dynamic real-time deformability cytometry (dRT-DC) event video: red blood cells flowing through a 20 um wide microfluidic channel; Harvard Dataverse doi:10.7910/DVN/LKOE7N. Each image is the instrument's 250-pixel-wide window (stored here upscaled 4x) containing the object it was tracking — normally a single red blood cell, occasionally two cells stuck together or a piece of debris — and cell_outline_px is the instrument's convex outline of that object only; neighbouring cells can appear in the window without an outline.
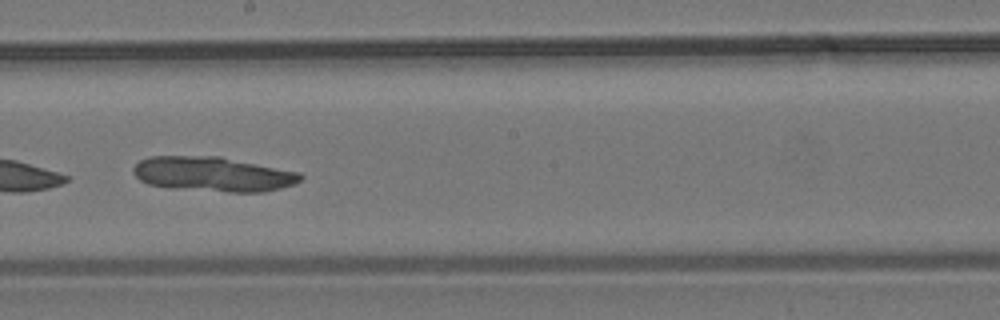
{"species": "common noctule bat (a hibernating species)", "species_latin": "Nyctalus noctula", "temperature_condition": "room temperature", "stored_images_in_passage": 10, "camera_frame_rate_fps": 3000, "um_per_image_px": 0.085, "animal": {"sex": "male", "body_mass_g": 19.2, "forearm_length_mm": 51.8}, "frame": {"image": 1, "passage_image": 9, "time_ms": 9.333, "image_size_px": [1000, 320], "cell_outline_px": [[304, 176], [300, 180], [292, 184], [280, 188], [264, 192], [228, 192], [168, 188], [148, 184], [140, 180], [132, 172], [132, 168], [140, 160], [152, 156], [220, 156], [300, 172]], "centroid_in_image_um": [18.08, 14.8], "position_along_channel_um": 230.1, "area_um2": 33.99}}